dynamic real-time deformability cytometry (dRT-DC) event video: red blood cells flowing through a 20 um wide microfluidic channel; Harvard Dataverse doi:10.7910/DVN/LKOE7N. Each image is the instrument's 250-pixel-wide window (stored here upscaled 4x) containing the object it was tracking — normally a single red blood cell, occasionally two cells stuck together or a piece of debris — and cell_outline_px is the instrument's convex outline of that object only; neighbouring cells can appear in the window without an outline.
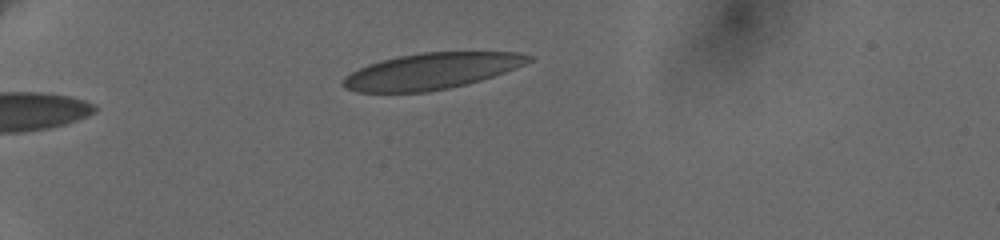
{"species": "human", "species_latin": "Homo sapiens", "temperature_condition": "cold", "stored_images_in_passage": 32, "camera_frame_rate_fps": 3000, "um_per_image_px": 0.085, "donor": {"sex": "female"}, "frame": {"image": 1, "passage_image": 1, "time_ms": 0.0, "image_size_px": [1000, 240], "cell_outline_px": [[536, 56], [532, 60], [524, 64], [504, 72], [480, 80], [448, 88], [428, 92], [356, 92], [344, 88], [340, 84], [344, 76], [368, 64], [380, 60], [396, 56], [420, 52], [516, 52]], "centroid_in_image_um": [36.63, 6.04], "position_along_channel_um": 48.4, "area_um2": 39.07}}
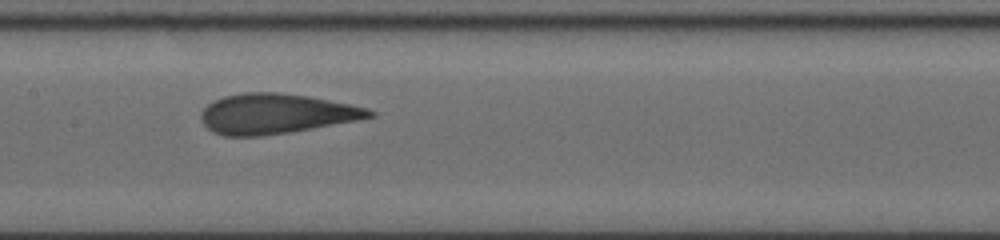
{"frame": {"image": 2, "passage_image": 13, "time_ms": 5.0, "image_size_px": [1000, 240], "cell_outline_px": [[376, 116], [356, 120], [288, 132], [260, 136], [224, 136], [212, 132], [200, 120], [200, 112], [208, 104], [224, 96], [240, 92], [276, 92], [308, 96], [368, 108], [376, 112]], "centroid_in_image_um": [23.41, 9.66], "position_along_channel_um": 184.0, "area_um2": 39.07}}
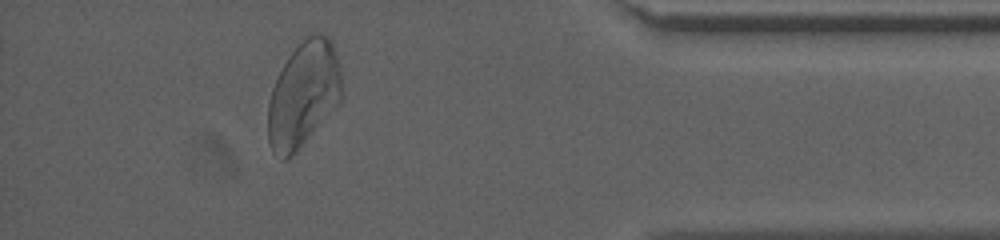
{"frame": {"image": 3, "passage_image": 28, "time_ms": 12.0, "image_size_px": [1000, 240], "cell_outline_px": [[344, 96], [296, 152], [288, 160], [284, 160], [272, 152], [268, 140], [268, 104], [272, 88], [288, 56], [308, 36], [320, 32], [328, 36], [332, 40], [340, 72]], "centroid_in_image_um": [25.79, 8.04], "position_along_channel_um": 409.4, "area_um2": 44.97}, "authors_computed_cell_mechanics": {"area_um2": 39.3618, "velocity_mm_per_s": 3.6432, "shape_relaxation_time_tau1_ms": 3.9681, "shape_relaxation_time_tau2_ms": null, "deformation_change_tau1": 0.1438, "deformation_change_tau2": null}}